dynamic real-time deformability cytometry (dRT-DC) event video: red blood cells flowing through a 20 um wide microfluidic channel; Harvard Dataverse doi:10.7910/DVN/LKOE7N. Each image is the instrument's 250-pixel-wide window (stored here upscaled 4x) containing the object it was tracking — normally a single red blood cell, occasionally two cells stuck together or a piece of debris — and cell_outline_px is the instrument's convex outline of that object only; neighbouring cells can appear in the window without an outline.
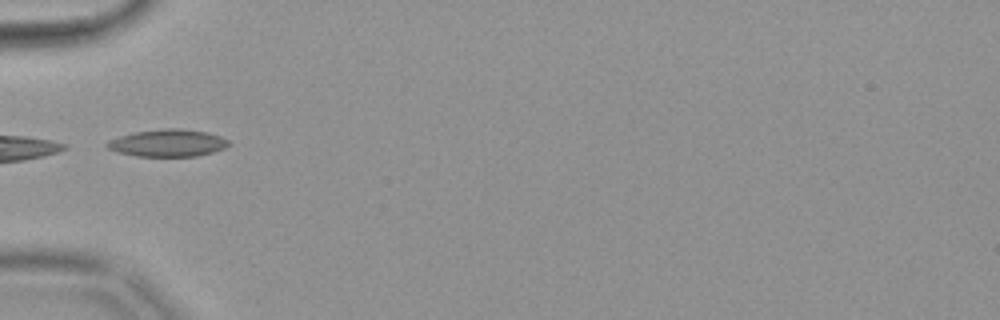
{"species": "common noctule bat (a hibernating species)", "species_latin": "Nyctalus noctula", "temperature_condition": "warm", "stored_images_in_passage": 2, "camera_frame_rate_fps": 3000, "um_per_image_px": 0.085, "animal": {"sex": "female", "body_mass_g": 18.4}, "frame": {"image": 1, "passage_image": 1, "time_ms": 0.0, "image_size_px": [1000, 320], "cell_outline_px": [[232, 144], [224, 148], [212, 152], [196, 156], [136, 156], [116, 152], [108, 148], [104, 144], [108, 140], [120, 136], [136, 132], [164, 128], [180, 128], [208, 132], [220, 136], [228, 140]], "centroid_in_image_um": [14.26, 12.15], "position_along_channel_um": 70.7, "area_um2": 19.36}}